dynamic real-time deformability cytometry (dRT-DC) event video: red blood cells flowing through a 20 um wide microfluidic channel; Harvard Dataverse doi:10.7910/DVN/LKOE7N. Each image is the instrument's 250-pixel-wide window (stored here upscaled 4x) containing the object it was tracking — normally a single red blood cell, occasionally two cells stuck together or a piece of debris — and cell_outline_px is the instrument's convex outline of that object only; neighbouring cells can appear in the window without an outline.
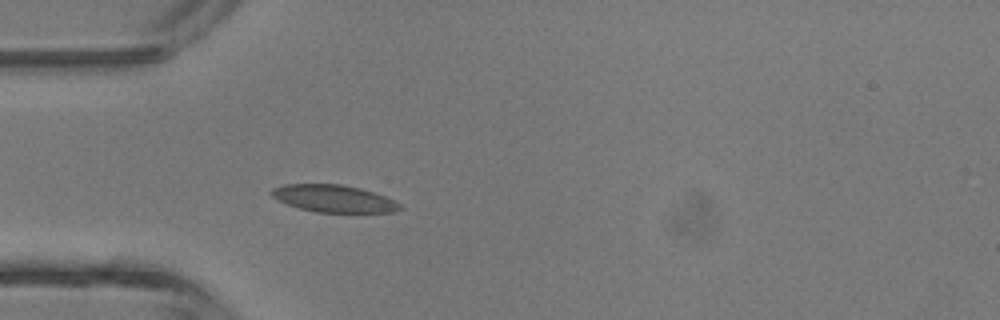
{"species": "common noctule bat (a hibernating species)", "species_latin": "Nyctalus noctula", "temperature_condition": "room temperature", "stored_images_in_passage": 1, "camera_frame_rate_fps": 3000, "um_per_image_px": 0.085, "animal": {"sex": "male", "body_mass_g": 13.3}, "frame": {"image": 1, "passage_image": 1, "time_ms": 0.0, "image_size_px": [1000, 320], "cell_outline_px": [[404, 208], [392, 212], [316, 212], [300, 208], [276, 200], [268, 192], [272, 188], [284, 184], [340, 184], [360, 188], [396, 200]], "centroid_in_image_um": [28.35, 16.87], "position_along_channel_um": 56.7, "area_um2": 20.4}}